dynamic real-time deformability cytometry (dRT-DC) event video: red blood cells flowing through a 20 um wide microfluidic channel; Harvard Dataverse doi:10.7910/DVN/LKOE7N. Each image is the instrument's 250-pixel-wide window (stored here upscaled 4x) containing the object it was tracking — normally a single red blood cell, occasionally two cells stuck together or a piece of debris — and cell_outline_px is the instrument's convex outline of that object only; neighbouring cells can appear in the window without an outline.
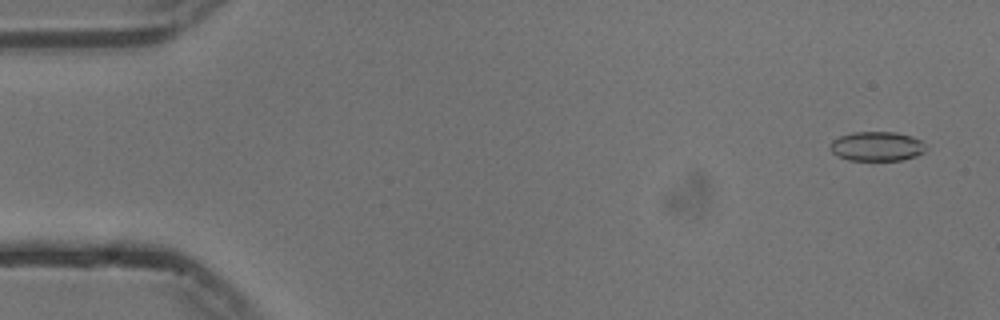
{"species": "common noctule bat (a hibernating species)", "species_latin": "Nyctalus noctula", "temperature_condition": "cold", "stored_images_in_passage": 12, "camera_frame_rate_fps": 3000, "um_per_image_px": 0.085, "animal": {"sex": "male", "body_mass_g": 13.3}, "frame": {"image": 1, "passage_image": 3, "time_ms": 0.667, "image_size_px": [1000, 320], "cell_outline_px": [[924, 152], [916, 156], [900, 160], [848, 160], [836, 156], [832, 152], [832, 140], [840, 136], [852, 132], [896, 132], [912, 136], [920, 140], [924, 144]], "centroid_in_image_um": [74.53, 12.43], "position_along_channel_um": 10.5, "area_um2": 16.3}}